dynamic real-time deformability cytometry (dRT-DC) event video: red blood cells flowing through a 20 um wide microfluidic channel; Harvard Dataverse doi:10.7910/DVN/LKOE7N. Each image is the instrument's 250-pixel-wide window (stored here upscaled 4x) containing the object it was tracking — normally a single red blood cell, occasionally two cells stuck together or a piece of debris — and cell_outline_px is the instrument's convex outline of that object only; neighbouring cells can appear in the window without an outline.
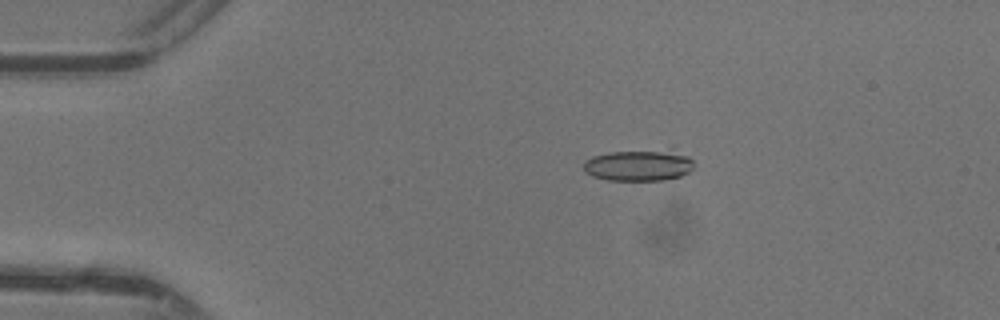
{"species": "common noctule bat (a hibernating species)", "species_latin": "Nyctalus noctula", "temperature_condition": "warm", "stored_images_in_passage": 33, "camera_frame_rate_fps": 3000, "um_per_image_px": 0.085, "animal": {"sex": "female"}, "frame": {"image": 1, "passage_image": 10, "time_ms": 3.0, "image_size_px": [1000, 320], "cell_outline_px": [[692, 168], [688, 172], [680, 176], [664, 180], [608, 180], [592, 176], [584, 172], [584, 160], [592, 156], [608, 152], [660, 152], [688, 156], [692, 160]], "centroid_in_image_um": [54.18, 14.1], "position_along_channel_um": 30.8, "area_um2": 19.25}}
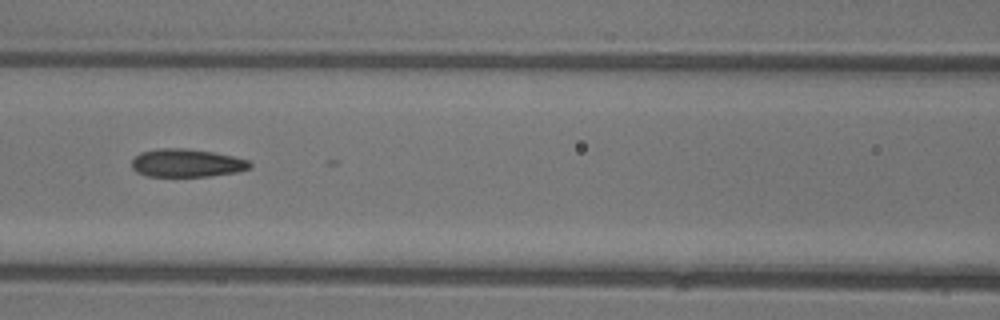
{"frame": {"image": 2, "passage_image": 22, "time_ms": 7.0, "image_size_px": [1000, 320], "cell_outline_px": [[252, 168], [236, 172], [208, 176], [148, 176], [136, 172], [132, 168], [132, 160], [140, 152], [156, 148], [188, 148], [212, 152], [232, 156], [248, 160], [252, 164]], "centroid_in_image_um": [15.86, 13.85], "position_along_channel_um": 150.7, "area_um2": 19.36}}
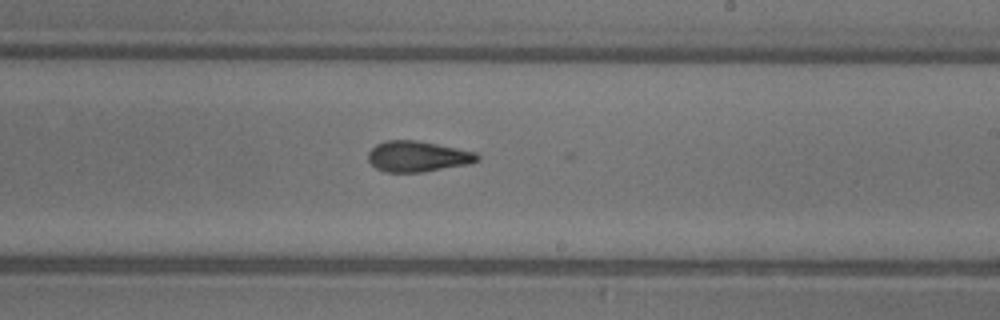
{"frame": {"image": 3, "passage_image": 29, "time_ms": 9.333, "image_size_px": [1000, 320], "cell_outline_px": [[480, 160], [472, 164], [424, 172], [384, 172], [376, 168], [368, 160], [368, 152], [376, 144], [384, 140], [416, 140], [476, 152], [480, 156]], "centroid_in_image_um": [35.52, 13.3], "position_along_channel_um": 253.5, "area_um2": 19.77}}